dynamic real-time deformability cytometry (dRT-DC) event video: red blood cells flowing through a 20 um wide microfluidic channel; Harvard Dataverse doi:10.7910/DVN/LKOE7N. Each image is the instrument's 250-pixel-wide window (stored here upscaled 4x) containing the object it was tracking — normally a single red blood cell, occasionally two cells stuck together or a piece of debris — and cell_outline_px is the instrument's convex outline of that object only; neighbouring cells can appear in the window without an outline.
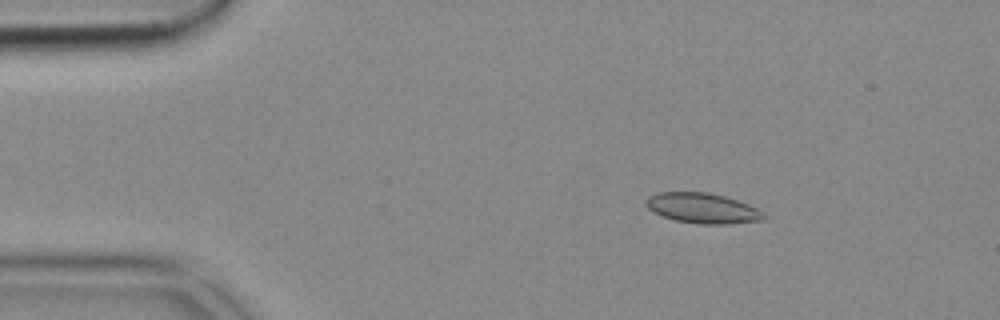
{"species": "common noctule bat (a hibernating species)", "species_latin": "Nyctalus noctula", "temperature_condition": "cold", "stored_images_in_passage": 51, "camera_frame_rate_fps": 3000, "um_per_image_px": 0.085, "animal": {"sex": "female", "body_mass_g": 18.4}, "frame": {"image": 1, "passage_image": 7, "time_ms": 2.0, "image_size_px": [1000, 320], "cell_outline_px": [[764, 220], [728, 224], [700, 224], [676, 220], [652, 212], [644, 204], [644, 200], [648, 196], [656, 192], [708, 192], [724, 196], [748, 204], [764, 212]], "centroid_in_image_um": [59.68, 17.69], "position_along_channel_um": 25.3, "area_um2": 20.81}}
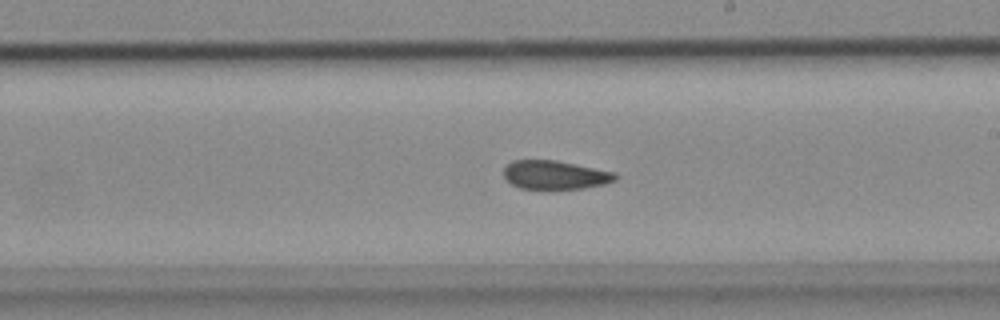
{"frame": {"image": 2, "passage_image": 29, "time_ms": 9.333, "image_size_px": [1000, 320], "cell_outline_px": [[620, 176], [616, 180], [604, 184], [584, 188], [520, 188], [512, 184], [504, 176], [504, 168], [512, 160], [556, 160], [616, 172]], "centroid_in_image_um": [47.22, 14.85], "position_along_channel_um": 241.8, "area_um2": 18.55}}
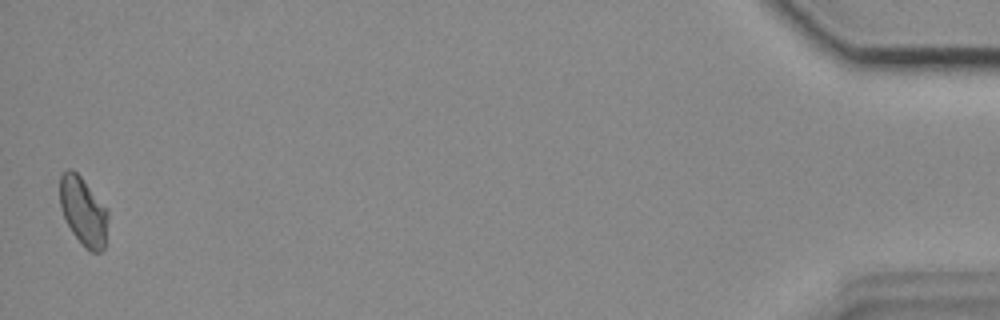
{"frame": {"image": 3, "passage_image": 51, "time_ms": 16.667, "image_size_px": [1000, 320], "cell_outline_px": [[108, 216], [104, 248], [100, 252], [88, 252], [84, 248], [72, 232], [64, 220], [60, 208], [60, 176], [68, 168], [72, 168], [80, 176], [108, 212]], "centroid_in_image_um": [7.05, 18.0], "position_along_channel_um": 428.2, "area_um2": 19.07}}